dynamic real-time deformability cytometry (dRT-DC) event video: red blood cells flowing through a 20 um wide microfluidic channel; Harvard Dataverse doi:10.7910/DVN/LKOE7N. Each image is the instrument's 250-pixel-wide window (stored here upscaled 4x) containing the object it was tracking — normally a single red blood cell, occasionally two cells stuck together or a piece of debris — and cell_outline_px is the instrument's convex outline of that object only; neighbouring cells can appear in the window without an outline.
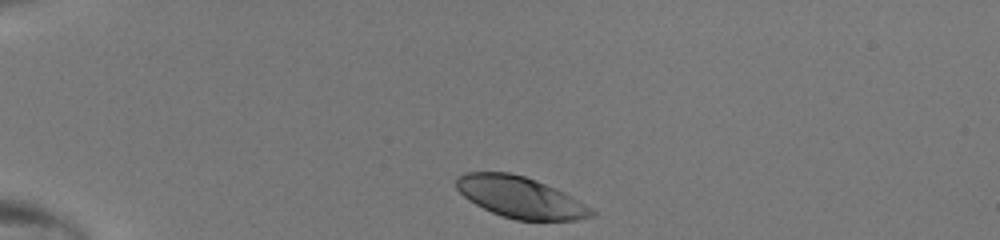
{"species": "human", "species_latin": "Homo sapiens", "temperature_condition": "room temperature", "stored_images_in_passage": 37, "camera_frame_rate_fps": 3000, "um_per_image_px": 0.085, "donor": {"sex": "male"}, "frame": {"image": 1, "passage_image": 1, "time_ms": 0.0, "image_size_px": [1000, 240], "cell_outline_px": [[596, 216], [576, 220], [516, 220], [500, 216], [476, 204], [464, 196], [456, 188], [456, 180], [464, 172], [508, 172], [524, 176], [536, 180], [556, 188], [564, 192], [592, 208], [596, 212]], "centroid_in_image_um": [44.26, 16.77], "position_along_channel_um": 40.7, "area_um2": 32.43}}
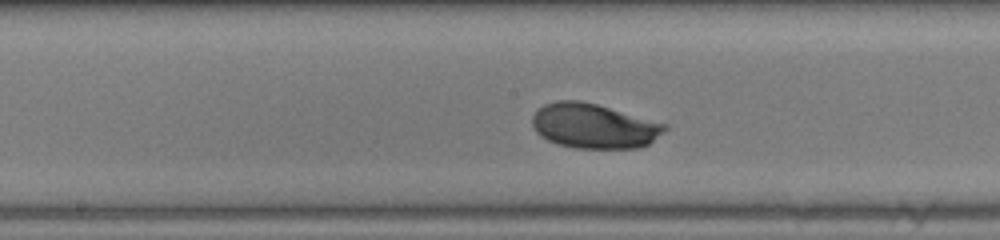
{"frame": {"image": 2, "passage_image": 16, "time_ms": 5.0, "image_size_px": [1000, 240], "cell_outline_px": [[668, 128], [664, 132], [648, 144], [640, 148], [576, 148], [556, 144], [540, 136], [536, 132], [532, 124], [532, 116], [544, 104], [556, 100], [580, 100], [596, 104], [668, 124]], "centroid_in_image_um": [50.48, 10.71], "position_along_channel_um": 197.7, "area_um2": 34.62}}
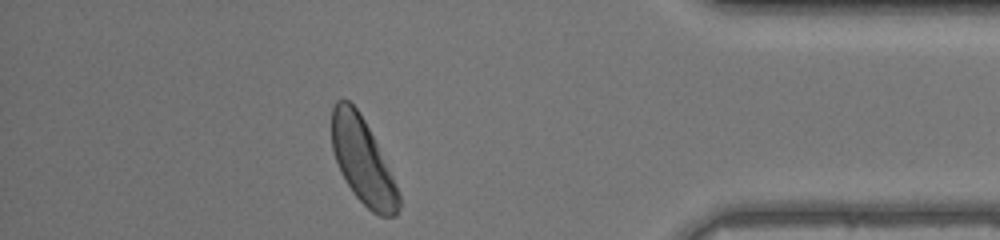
{"frame": {"image": 3, "passage_image": 32, "time_ms": 10.333, "image_size_px": [1000, 240], "cell_outline_px": [[400, 208], [396, 216], [380, 216], [372, 212], [352, 192], [340, 172], [332, 148], [332, 108], [336, 100], [348, 100], [356, 108], [364, 120], [400, 192]], "centroid_in_image_um": [30.82, 13.72], "position_along_channel_um": 404.4, "area_um2": 32.83}}